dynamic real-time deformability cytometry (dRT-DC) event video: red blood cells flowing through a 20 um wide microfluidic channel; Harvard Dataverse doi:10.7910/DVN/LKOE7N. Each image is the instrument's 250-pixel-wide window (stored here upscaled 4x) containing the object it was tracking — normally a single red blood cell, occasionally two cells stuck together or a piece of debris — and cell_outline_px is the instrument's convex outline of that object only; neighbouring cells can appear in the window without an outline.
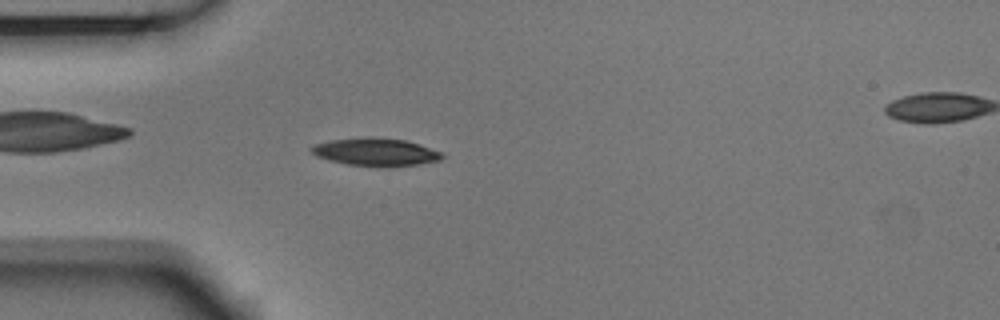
{"species": "Egyptian fruit bat (a non-hibernating species)", "species_latin": "Rousettus aegyptiacus", "temperature_condition": "room temperature", "stored_images_in_passage": 48, "camera_frame_rate_fps": 3000, "um_per_image_px": 0.085, "animal": {"sex": "male"}, "frame": {"image": 1, "passage_image": 9, "time_ms": 2.667, "image_size_px": [1000, 320], "cell_outline_px": [[444, 156], [440, 160], [416, 164], [388, 168], [380, 168], [348, 164], [328, 160], [316, 156], [308, 148], [312, 144], [328, 140], [404, 140], [444, 152]], "centroid_in_image_um": [31.93, 12.99], "position_along_channel_um": 53.1, "area_um2": 20.52}}
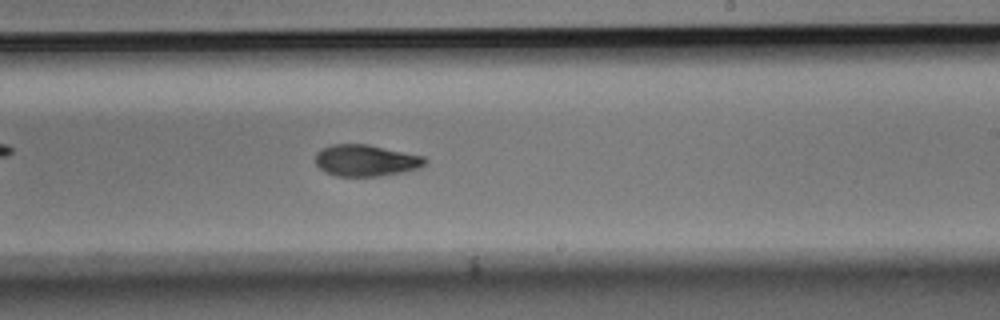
{"frame": {"image": 2, "passage_image": 26, "time_ms": 8.333, "image_size_px": [1000, 320], "cell_outline_px": [[428, 160], [420, 168], [400, 172], [376, 176], [336, 176], [324, 172], [316, 164], [316, 152], [320, 148], [332, 144], [368, 144], [424, 156]], "centroid_in_image_um": [31.07, 13.63], "position_along_channel_um": 257.9, "area_um2": 20.17}}
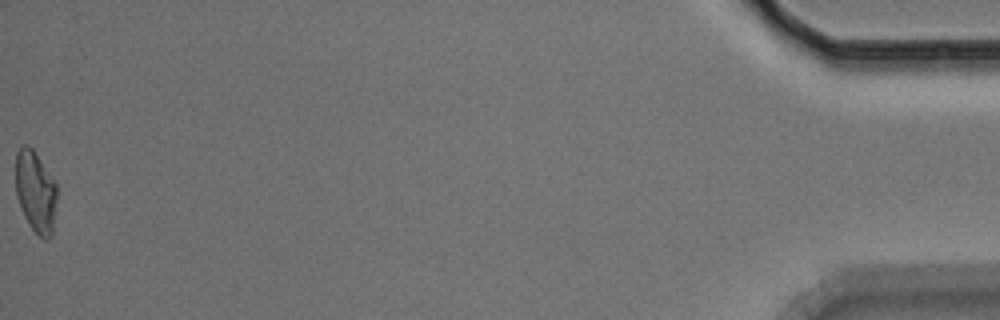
{"frame": {"image": 3, "passage_image": 48, "time_ms": 15.667, "image_size_px": [1000, 320], "cell_outline_px": [[56, 200], [52, 236], [48, 240], [44, 240], [28, 224], [24, 216], [16, 196], [16, 152], [24, 144], [28, 144], [32, 148], [56, 184]], "centroid_in_image_um": [3.01, 16.32], "position_along_channel_um": 432.2, "area_um2": 19.48}, "authors_computed_cell_mechanics": {"area_um2": 20.4612, "velocity_mm_per_s": 3.7321, "shape_relaxation_time_tau1_ms": 3.9414, "shape_relaxation_time_tau2_ms": 3.5846, "deformation_change_tau1": 0.1326, "deformation_change_tau2": 0.0938}}